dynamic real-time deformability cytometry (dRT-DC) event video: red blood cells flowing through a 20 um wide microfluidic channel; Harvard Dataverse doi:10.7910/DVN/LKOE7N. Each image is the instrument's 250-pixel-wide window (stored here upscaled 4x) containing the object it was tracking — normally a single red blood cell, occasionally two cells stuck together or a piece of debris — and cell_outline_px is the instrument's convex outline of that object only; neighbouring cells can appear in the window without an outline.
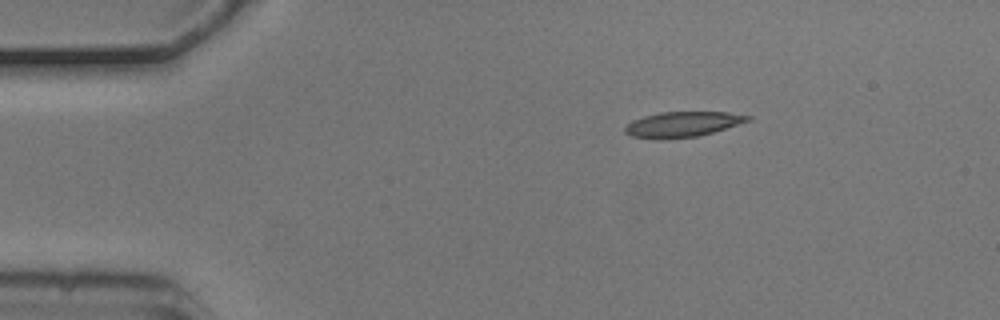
{"species": "common noctule bat (a hibernating species)", "species_latin": "Nyctalus noctula", "temperature_condition": "cold", "stored_images_in_passage": 3, "camera_frame_rate_fps": 3000, "um_per_image_px": 0.085, "animal": {"sex": "male", "body_mass_g": 20.5, "forearm_length_mm": 52.5}, "frame": {"image": 1, "passage_image": 1, "time_ms": 0.0, "image_size_px": [1000, 320], "cell_outline_px": [[752, 120], [712, 132], [696, 136], [632, 136], [624, 132], [624, 128], [632, 120], [644, 116], [660, 112], [728, 112], [752, 116]], "centroid_in_image_um": [58.09, 10.5], "position_along_channel_um": 26.9, "area_um2": 17.17}}
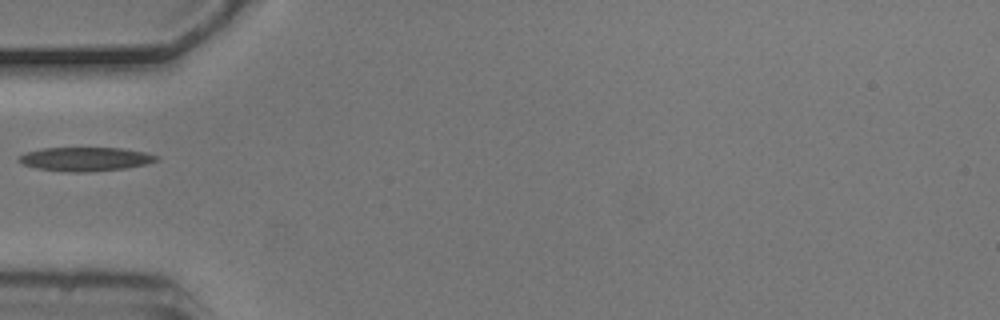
{"frame": {"image": 2, "passage_image": 3, "time_ms": 0.667, "image_size_px": [1000, 320], "cell_outline_px": [[160, 160], [148, 164], [124, 168], [88, 172], [68, 172], [40, 168], [24, 164], [16, 160], [24, 152], [40, 148], [124, 148], [144, 152], [160, 156]], "centroid_in_image_um": [7.3, 13.51], "position_along_channel_um": 77.7, "area_um2": 19.19}}